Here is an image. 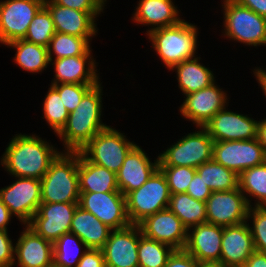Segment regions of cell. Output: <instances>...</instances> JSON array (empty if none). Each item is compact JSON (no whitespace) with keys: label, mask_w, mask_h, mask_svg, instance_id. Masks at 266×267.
<instances>
[{"label":"cell","mask_w":266,"mask_h":267,"mask_svg":"<svg viewBox=\"0 0 266 267\" xmlns=\"http://www.w3.org/2000/svg\"><path fill=\"white\" fill-rule=\"evenodd\" d=\"M36 134H16L0 159L1 166L12 177L40 180L60 151Z\"/></svg>","instance_id":"cell-1"},{"label":"cell","mask_w":266,"mask_h":267,"mask_svg":"<svg viewBox=\"0 0 266 267\" xmlns=\"http://www.w3.org/2000/svg\"><path fill=\"white\" fill-rule=\"evenodd\" d=\"M99 82L81 99L80 104L68 116L67 122L57 134L63 142L64 150L79 152L101 130L109 125L102 122L103 87Z\"/></svg>","instance_id":"cell-2"},{"label":"cell","mask_w":266,"mask_h":267,"mask_svg":"<svg viewBox=\"0 0 266 267\" xmlns=\"http://www.w3.org/2000/svg\"><path fill=\"white\" fill-rule=\"evenodd\" d=\"M41 180V202L78 203V152L61 151Z\"/></svg>","instance_id":"cell-3"},{"label":"cell","mask_w":266,"mask_h":267,"mask_svg":"<svg viewBox=\"0 0 266 267\" xmlns=\"http://www.w3.org/2000/svg\"><path fill=\"white\" fill-rule=\"evenodd\" d=\"M196 26L182 20L179 24L158 28L147 34L152 48L169 71L174 65L197 56L199 31Z\"/></svg>","instance_id":"cell-4"},{"label":"cell","mask_w":266,"mask_h":267,"mask_svg":"<svg viewBox=\"0 0 266 267\" xmlns=\"http://www.w3.org/2000/svg\"><path fill=\"white\" fill-rule=\"evenodd\" d=\"M224 37L245 46H266V18L235 0L221 1Z\"/></svg>","instance_id":"cell-5"},{"label":"cell","mask_w":266,"mask_h":267,"mask_svg":"<svg viewBox=\"0 0 266 267\" xmlns=\"http://www.w3.org/2000/svg\"><path fill=\"white\" fill-rule=\"evenodd\" d=\"M170 195L166 178L158 168L140 188L125 196L130 224L138 225L146 217L168 208Z\"/></svg>","instance_id":"cell-6"},{"label":"cell","mask_w":266,"mask_h":267,"mask_svg":"<svg viewBox=\"0 0 266 267\" xmlns=\"http://www.w3.org/2000/svg\"><path fill=\"white\" fill-rule=\"evenodd\" d=\"M186 134L158 155L159 166L198 168L212 160L214 140L204 127Z\"/></svg>","instance_id":"cell-7"},{"label":"cell","mask_w":266,"mask_h":267,"mask_svg":"<svg viewBox=\"0 0 266 267\" xmlns=\"http://www.w3.org/2000/svg\"><path fill=\"white\" fill-rule=\"evenodd\" d=\"M136 145L111 126L99 131L80 152L92 163L118 172L126 155Z\"/></svg>","instance_id":"cell-8"},{"label":"cell","mask_w":266,"mask_h":267,"mask_svg":"<svg viewBox=\"0 0 266 267\" xmlns=\"http://www.w3.org/2000/svg\"><path fill=\"white\" fill-rule=\"evenodd\" d=\"M45 0L0 1V44L24 39L29 25Z\"/></svg>","instance_id":"cell-9"},{"label":"cell","mask_w":266,"mask_h":267,"mask_svg":"<svg viewBox=\"0 0 266 267\" xmlns=\"http://www.w3.org/2000/svg\"><path fill=\"white\" fill-rule=\"evenodd\" d=\"M11 185L0 189V198L22 225L28 224L41 202V180L15 177Z\"/></svg>","instance_id":"cell-10"},{"label":"cell","mask_w":266,"mask_h":267,"mask_svg":"<svg viewBox=\"0 0 266 267\" xmlns=\"http://www.w3.org/2000/svg\"><path fill=\"white\" fill-rule=\"evenodd\" d=\"M212 159L240 175L246 169L263 164L266 161V154L257 138L218 141L213 144Z\"/></svg>","instance_id":"cell-11"},{"label":"cell","mask_w":266,"mask_h":267,"mask_svg":"<svg viewBox=\"0 0 266 267\" xmlns=\"http://www.w3.org/2000/svg\"><path fill=\"white\" fill-rule=\"evenodd\" d=\"M78 205L113 230L130 225L121 192H80Z\"/></svg>","instance_id":"cell-12"},{"label":"cell","mask_w":266,"mask_h":267,"mask_svg":"<svg viewBox=\"0 0 266 267\" xmlns=\"http://www.w3.org/2000/svg\"><path fill=\"white\" fill-rule=\"evenodd\" d=\"M216 82L199 91L185 95L179 107L180 115L192 121L196 128L204 127L220 110L228 107V94Z\"/></svg>","instance_id":"cell-13"},{"label":"cell","mask_w":266,"mask_h":267,"mask_svg":"<svg viewBox=\"0 0 266 267\" xmlns=\"http://www.w3.org/2000/svg\"><path fill=\"white\" fill-rule=\"evenodd\" d=\"M78 206V203L42 202L27 225L54 244L60 236L70 232L71 221Z\"/></svg>","instance_id":"cell-14"},{"label":"cell","mask_w":266,"mask_h":267,"mask_svg":"<svg viewBox=\"0 0 266 267\" xmlns=\"http://www.w3.org/2000/svg\"><path fill=\"white\" fill-rule=\"evenodd\" d=\"M249 208L239 188L213 191L206 200V222L221 227L246 222Z\"/></svg>","instance_id":"cell-15"},{"label":"cell","mask_w":266,"mask_h":267,"mask_svg":"<svg viewBox=\"0 0 266 267\" xmlns=\"http://www.w3.org/2000/svg\"><path fill=\"white\" fill-rule=\"evenodd\" d=\"M142 234L138 225L130 224L122 229L112 230L104 247L106 267H139L138 245Z\"/></svg>","instance_id":"cell-16"},{"label":"cell","mask_w":266,"mask_h":267,"mask_svg":"<svg viewBox=\"0 0 266 267\" xmlns=\"http://www.w3.org/2000/svg\"><path fill=\"white\" fill-rule=\"evenodd\" d=\"M257 125V120L225 107L218 111L204 128L214 142L240 141L257 138Z\"/></svg>","instance_id":"cell-17"},{"label":"cell","mask_w":266,"mask_h":267,"mask_svg":"<svg viewBox=\"0 0 266 267\" xmlns=\"http://www.w3.org/2000/svg\"><path fill=\"white\" fill-rule=\"evenodd\" d=\"M138 226L147 238L166 244L174 250L185 248L188 229L169 208L146 217Z\"/></svg>","instance_id":"cell-18"},{"label":"cell","mask_w":266,"mask_h":267,"mask_svg":"<svg viewBox=\"0 0 266 267\" xmlns=\"http://www.w3.org/2000/svg\"><path fill=\"white\" fill-rule=\"evenodd\" d=\"M92 49L85 55L49 59L50 66L54 65V78L51 84H98L101 82L97 71L96 59ZM93 57V58H92ZM95 59V60H94Z\"/></svg>","instance_id":"cell-19"},{"label":"cell","mask_w":266,"mask_h":267,"mask_svg":"<svg viewBox=\"0 0 266 267\" xmlns=\"http://www.w3.org/2000/svg\"><path fill=\"white\" fill-rule=\"evenodd\" d=\"M147 155L137 144L126 155L116 173L118 189L124 196L140 188L159 168V157L153 163Z\"/></svg>","instance_id":"cell-20"},{"label":"cell","mask_w":266,"mask_h":267,"mask_svg":"<svg viewBox=\"0 0 266 267\" xmlns=\"http://www.w3.org/2000/svg\"><path fill=\"white\" fill-rule=\"evenodd\" d=\"M24 227L16 244L14 243L13 266H51L53 264V243L38 235L27 224Z\"/></svg>","instance_id":"cell-21"},{"label":"cell","mask_w":266,"mask_h":267,"mask_svg":"<svg viewBox=\"0 0 266 267\" xmlns=\"http://www.w3.org/2000/svg\"><path fill=\"white\" fill-rule=\"evenodd\" d=\"M223 227L201 223L188 229L185 250L198 262H220Z\"/></svg>","instance_id":"cell-22"},{"label":"cell","mask_w":266,"mask_h":267,"mask_svg":"<svg viewBox=\"0 0 266 267\" xmlns=\"http://www.w3.org/2000/svg\"><path fill=\"white\" fill-rule=\"evenodd\" d=\"M44 6L51 14L55 31L86 38L91 42L98 33L96 19L89 12L70 9L45 0Z\"/></svg>","instance_id":"cell-23"},{"label":"cell","mask_w":266,"mask_h":267,"mask_svg":"<svg viewBox=\"0 0 266 267\" xmlns=\"http://www.w3.org/2000/svg\"><path fill=\"white\" fill-rule=\"evenodd\" d=\"M254 251L248 221L223 227L220 262L225 266L243 267Z\"/></svg>","instance_id":"cell-24"},{"label":"cell","mask_w":266,"mask_h":267,"mask_svg":"<svg viewBox=\"0 0 266 267\" xmlns=\"http://www.w3.org/2000/svg\"><path fill=\"white\" fill-rule=\"evenodd\" d=\"M137 4L131 20L137 25L150 26L145 34L158 28L179 24L184 20L180 19L178 7L174 5L173 0H139Z\"/></svg>","instance_id":"cell-25"},{"label":"cell","mask_w":266,"mask_h":267,"mask_svg":"<svg viewBox=\"0 0 266 267\" xmlns=\"http://www.w3.org/2000/svg\"><path fill=\"white\" fill-rule=\"evenodd\" d=\"M78 177L80 192H120L116 174L90 162L80 151L78 152Z\"/></svg>","instance_id":"cell-26"},{"label":"cell","mask_w":266,"mask_h":267,"mask_svg":"<svg viewBox=\"0 0 266 267\" xmlns=\"http://www.w3.org/2000/svg\"><path fill=\"white\" fill-rule=\"evenodd\" d=\"M112 230L92 213L80 206L76 208L70 232L79 237L88 248L102 249Z\"/></svg>","instance_id":"cell-27"},{"label":"cell","mask_w":266,"mask_h":267,"mask_svg":"<svg viewBox=\"0 0 266 267\" xmlns=\"http://www.w3.org/2000/svg\"><path fill=\"white\" fill-rule=\"evenodd\" d=\"M200 60V56L187 59L170 69L175 70L178 88L184 95L199 91L216 81L214 73L200 63Z\"/></svg>","instance_id":"cell-28"},{"label":"cell","mask_w":266,"mask_h":267,"mask_svg":"<svg viewBox=\"0 0 266 267\" xmlns=\"http://www.w3.org/2000/svg\"><path fill=\"white\" fill-rule=\"evenodd\" d=\"M6 45L16 50L13 60L17 66L28 73H41L50 64L48 48L45 46L24 39L12 41Z\"/></svg>","instance_id":"cell-29"},{"label":"cell","mask_w":266,"mask_h":267,"mask_svg":"<svg viewBox=\"0 0 266 267\" xmlns=\"http://www.w3.org/2000/svg\"><path fill=\"white\" fill-rule=\"evenodd\" d=\"M168 208L187 229L206 223V202L196 200L187 193L171 194Z\"/></svg>","instance_id":"cell-30"},{"label":"cell","mask_w":266,"mask_h":267,"mask_svg":"<svg viewBox=\"0 0 266 267\" xmlns=\"http://www.w3.org/2000/svg\"><path fill=\"white\" fill-rule=\"evenodd\" d=\"M239 189L244 194L250 207L266 206V161L263 164L244 170L239 175ZM249 197L250 199H256L254 204L252 200L248 199Z\"/></svg>","instance_id":"cell-31"},{"label":"cell","mask_w":266,"mask_h":267,"mask_svg":"<svg viewBox=\"0 0 266 267\" xmlns=\"http://www.w3.org/2000/svg\"><path fill=\"white\" fill-rule=\"evenodd\" d=\"M196 171L212 192L239 188V175L213 159L200 165Z\"/></svg>","instance_id":"cell-32"},{"label":"cell","mask_w":266,"mask_h":267,"mask_svg":"<svg viewBox=\"0 0 266 267\" xmlns=\"http://www.w3.org/2000/svg\"><path fill=\"white\" fill-rule=\"evenodd\" d=\"M87 249L84 242L75 234H63L53 244V264L58 267H76Z\"/></svg>","instance_id":"cell-33"},{"label":"cell","mask_w":266,"mask_h":267,"mask_svg":"<svg viewBox=\"0 0 266 267\" xmlns=\"http://www.w3.org/2000/svg\"><path fill=\"white\" fill-rule=\"evenodd\" d=\"M90 44L86 38L56 32L47 47L48 57L49 59H61L85 55L91 49Z\"/></svg>","instance_id":"cell-34"},{"label":"cell","mask_w":266,"mask_h":267,"mask_svg":"<svg viewBox=\"0 0 266 267\" xmlns=\"http://www.w3.org/2000/svg\"><path fill=\"white\" fill-rule=\"evenodd\" d=\"M174 249L166 244L145 237H139V267H165Z\"/></svg>","instance_id":"cell-35"},{"label":"cell","mask_w":266,"mask_h":267,"mask_svg":"<svg viewBox=\"0 0 266 267\" xmlns=\"http://www.w3.org/2000/svg\"><path fill=\"white\" fill-rule=\"evenodd\" d=\"M42 106L44 111L42 118L45 119L46 123L57 135L65 126L70 113L63 105L58 91L52 85H50Z\"/></svg>","instance_id":"cell-36"},{"label":"cell","mask_w":266,"mask_h":267,"mask_svg":"<svg viewBox=\"0 0 266 267\" xmlns=\"http://www.w3.org/2000/svg\"><path fill=\"white\" fill-rule=\"evenodd\" d=\"M55 33L56 31L51 14L48 9L43 6L29 25L24 40L48 47Z\"/></svg>","instance_id":"cell-37"},{"label":"cell","mask_w":266,"mask_h":267,"mask_svg":"<svg viewBox=\"0 0 266 267\" xmlns=\"http://www.w3.org/2000/svg\"><path fill=\"white\" fill-rule=\"evenodd\" d=\"M164 174L171 194L186 193L196 172L195 168L185 166H159Z\"/></svg>","instance_id":"cell-38"},{"label":"cell","mask_w":266,"mask_h":267,"mask_svg":"<svg viewBox=\"0 0 266 267\" xmlns=\"http://www.w3.org/2000/svg\"><path fill=\"white\" fill-rule=\"evenodd\" d=\"M252 219V220H250ZM253 238L254 249L266 253V206L250 207L247 221Z\"/></svg>","instance_id":"cell-39"},{"label":"cell","mask_w":266,"mask_h":267,"mask_svg":"<svg viewBox=\"0 0 266 267\" xmlns=\"http://www.w3.org/2000/svg\"><path fill=\"white\" fill-rule=\"evenodd\" d=\"M59 93L63 105L69 113L73 112L80 104L83 96L97 84H51Z\"/></svg>","instance_id":"cell-40"},{"label":"cell","mask_w":266,"mask_h":267,"mask_svg":"<svg viewBox=\"0 0 266 267\" xmlns=\"http://www.w3.org/2000/svg\"><path fill=\"white\" fill-rule=\"evenodd\" d=\"M54 4L89 12L94 18L99 17L105 8L107 0H51Z\"/></svg>","instance_id":"cell-41"},{"label":"cell","mask_w":266,"mask_h":267,"mask_svg":"<svg viewBox=\"0 0 266 267\" xmlns=\"http://www.w3.org/2000/svg\"><path fill=\"white\" fill-rule=\"evenodd\" d=\"M8 231L0 230V267H13L14 244Z\"/></svg>","instance_id":"cell-42"},{"label":"cell","mask_w":266,"mask_h":267,"mask_svg":"<svg viewBox=\"0 0 266 267\" xmlns=\"http://www.w3.org/2000/svg\"><path fill=\"white\" fill-rule=\"evenodd\" d=\"M186 193L196 200L206 202L212 191L202 180L200 174L196 171L193 176V179L188 185Z\"/></svg>","instance_id":"cell-43"},{"label":"cell","mask_w":266,"mask_h":267,"mask_svg":"<svg viewBox=\"0 0 266 267\" xmlns=\"http://www.w3.org/2000/svg\"><path fill=\"white\" fill-rule=\"evenodd\" d=\"M199 262L185 249L174 250L165 267H198Z\"/></svg>","instance_id":"cell-44"},{"label":"cell","mask_w":266,"mask_h":267,"mask_svg":"<svg viewBox=\"0 0 266 267\" xmlns=\"http://www.w3.org/2000/svg\"><path fill=\"white\" fill-rule=\"evenodd\" d=\"M76 267H106L102 250L88 248Z\"/></svg>","instance_id":"cell-45"},{"label":"cell","mask_w":266,"mask_h":267,"mask_svg":"<svg viewBox=\"0 0 266 267\" xmlns=\"http://www.w3.org/2000/svg\"><path fill=\"white\" fill-rule=\"evenodd\" d=\"M258 15L266 18V0H235Z\"/></svg>","instance_id":"cell-46"},{"label":"cell","mask_w":266,"mask_h":267,"mask_svg":"<svg viewBox=\"0 0 266 267\" xmlns=\"http://www.w3.org/2000/svg\"><path fill=\"white\" fill-rule=\"evenodd\" d=\"M243 267H266V253L255 250Z\"/></svg>","instance_id":"cell-47"},{"label":"cell","mask_w":266,"mask_h":267,"mask_svg":"<svg viewBox=\"0 0 266 267\" xmlns=\"http://www.w3.org/2000/svg\"><path fill=\"white\" fill-rule=\"evenodd\" d=\"M12 216L13 215L10 213V210L0 198V230L8 231L7 225L11 221Z\"/></svg>","instance_id":"cell-48"},{"label":"cell","mask_w":266,"mask_h":267,"mask_svg":"<svg viewBox=\"0 0 266 267\" xmlns=\"http://www.w3.org/2000/svg\"><path fill=\"white\" fill-rule=\"evenodd\" d=\"M257 140L259 144L263 147V150L266 154V118L261 121H258L257 125Z\"/></svg>","instance_id":"cell-49"},{"label":"cell","mask_w":266,"mask_h":267,"mask_svg":"<svg viewBox=\"0 0 266 267\" xmlns=\"http://www.w3.org/2000/svg\"><path fill=\"white\" fill-rule=\"evenodd\" d=\"M266 68H260L256 67L254 70H252L254 73V76L256 78V81L258 82L259 86L261 88H266Z\"/></svg>","instance_id":"cell-50"},{"label":"cell","mask_w":266,"mask_h":267,"mask_svg":"<svg viewBox=\"0 0 266 267\" xmlns=\"http://www.w3.org/2000/svg\"><path fill=\"white\" fill-rule=\"evenodd\" d=\"M198 267H227L222 262H199Z\"/></svg>","instance_id":"cell-51"},{"label":"cell","mask_w":266,"mask_h":267,"mask_svg":"<svg viewBox=\"0 0 266 267\" xmlns=\"http://www.w3.org/2000/svg\"><path fill=\"white\" fill-rule=\"evenodd\" d=\"M262 91L265 94L264 96L266 97V88H262Z\"/></svg>","instance_id":"cell-52"}]
</instances>
